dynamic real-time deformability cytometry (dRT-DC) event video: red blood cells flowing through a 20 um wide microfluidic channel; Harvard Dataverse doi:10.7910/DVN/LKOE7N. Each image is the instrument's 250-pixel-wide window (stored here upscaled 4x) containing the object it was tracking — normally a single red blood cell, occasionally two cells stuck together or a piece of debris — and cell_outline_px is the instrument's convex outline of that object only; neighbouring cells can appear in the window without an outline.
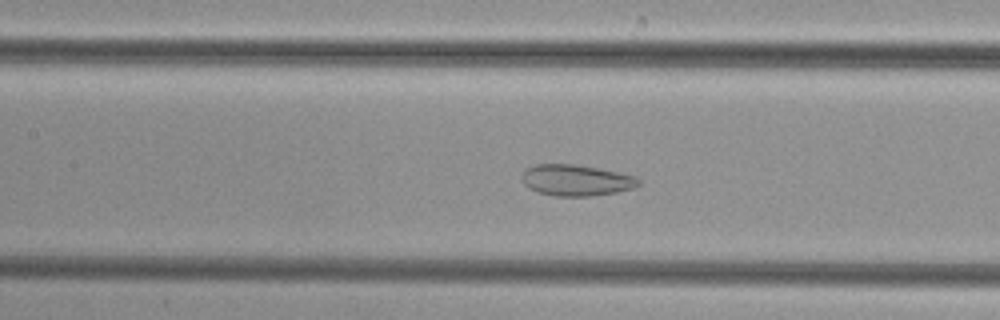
{"species": "common noctule bat (a hibernating species)", "species_latin": "Nyctalus noctula", "temperature_condition": "cold", "stored_images_in_passage": 48, "camera_frame_rate_fps": 3000, "um_per_image_px": 0.085, "animal": {"sex": "female", "body_mass_g": 29.2, "forearm_length_mm": 56.3}, "frame": {"image": 1, "passage_image": 20, "time_ms": 6.333, "image_size_px": [1000, 320], "cell_outline_px": [[640, 184], [632, 188], [616, 192], [592, 196], [552, 196], [536, 192], [528, 188], [524, 184], [524, 172], [528, 168], [536, 164], [572, 164], [596, 168], [636, 176], [640, 180]], "centroid_in_image_um": [48.97, 15.33], "position_along_channel_um": 158.4, "area_um2": 20.98}}
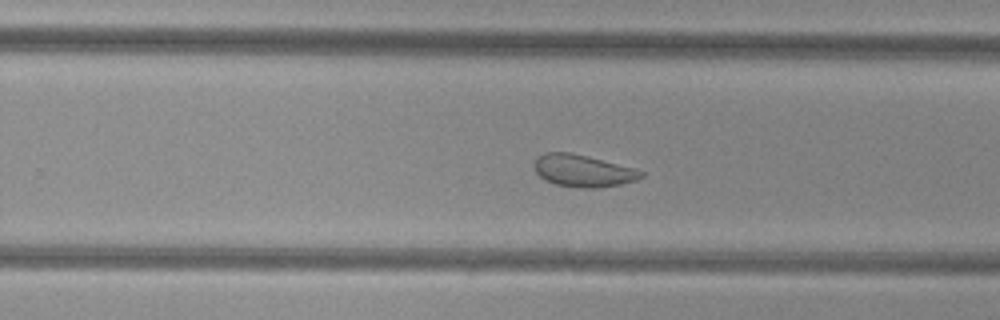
{"frame": {"image": 2, "passage_image": 29, "time_ms": 9.333, "image_size_px": [1000, 320], "cell_outline_px": [[644, 176], [636, 180], [620, 184], [596, 188], [584, 188], [556, 184], [544, 180], [536, 172], [536, 160], [544, 152], [572, 152], [636, 168], [644, 172]], "centroid_in_image_um": [49.6, 14.51], "position_along_channel_um": 280.2, "area_um2": 19.88}}
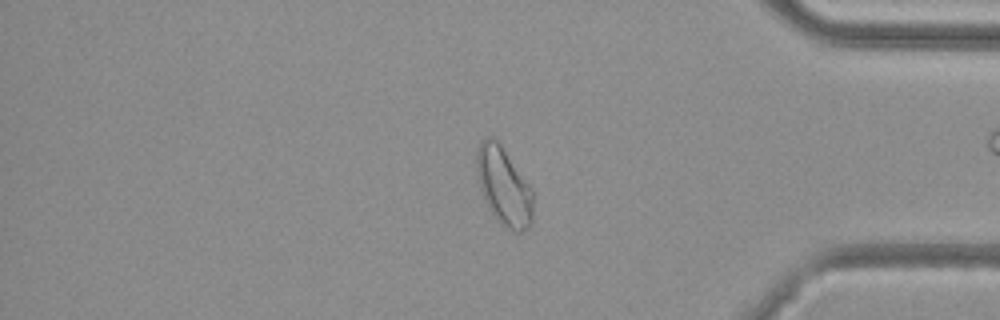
{"frame": {"image": 3, "passage_image": 39, "time_ms": 12.667, "image_size_px": [1000, 320], "cell_outline_px": [[532, 224], [524, 232], [516, 232], [508, 228], [496, 220], [488, 208], [484, 200], [480, 188], [476, 172], [476, 152], [480, 140], [484, 136], [492, 136], [500, 144], [532, 188]], "centroid_in_image_um": [42.8, 15.83], "position_along_channel_um": 392.4, "area_um2": 25.84}}